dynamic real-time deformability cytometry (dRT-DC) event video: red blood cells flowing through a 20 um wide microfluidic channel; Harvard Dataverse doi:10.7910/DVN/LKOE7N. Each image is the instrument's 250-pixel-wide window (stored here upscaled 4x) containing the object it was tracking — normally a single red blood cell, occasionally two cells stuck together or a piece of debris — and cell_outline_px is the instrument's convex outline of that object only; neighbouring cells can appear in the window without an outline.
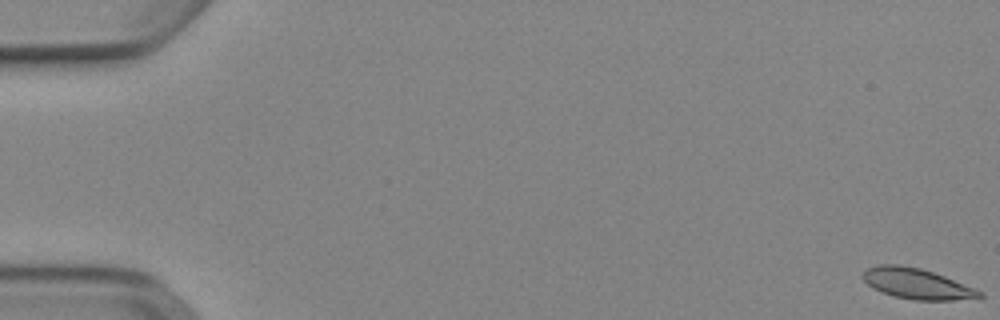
{"species": "Egyptian fruit bat (a non-hibernating species)", "species_latin": "Rousettus aegyptiacus", "temperature_condition": "cold", "stored_images_in_passage": 53, "camera_frame_rate_fps": 3000, "um_per_image_px": 0.085, "animal": {"sex": "female"}, "frame": {"image": 1, "passage_image": 1, "time_ms": 0.0, "image_size_px": [1000, 320], "cell_outline_px": [[984, 296], [952, 300], [912, 300], [880, 292], [872, 288], [860, 276], [868, 268], [876, 264], [896, 264], [920, 268], [944, 276], [976, 288], [984, 292]], "centroid_in_image_um": [77.91, 24.11], "position_along_channel_um": 7.1, "area_um2": 20.75}}
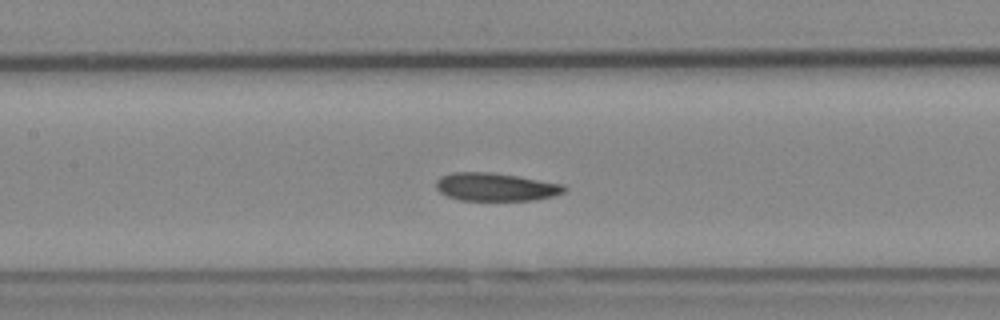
{"frame": {"image": 2, "passage_image": 26, "time_ms": 8.333, "image_size_px": [1000, 320], "cell_outline_px": [[568, 188], [564, 192], [552, 196], [532, 200], [460, 200], [448, 196], [440, 192], [436, 188], [436, 180], [440, 176], [452, 172], [492, 172], [564, 184]], "centroid_in_image_um": [42.12, 15.88], "position_along_channel_um": 165.3, "area_um2": 20.92}}
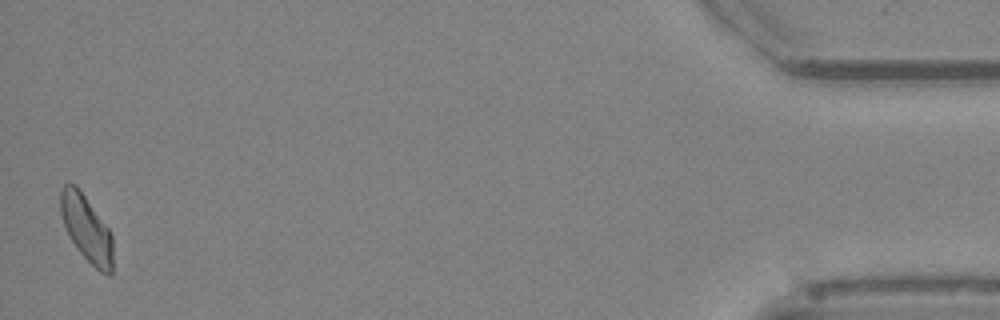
{"frame": {"image": 3, "passage_image": 53, "time_ms": 17.333, "image_size_px": [1000, 320], "cell_outline_px": [[112, 276], [108, 276], [100, 272], [76, 248], [64, 224], [60, 212], [60, 188], [64, 184], [76, 184], [108, 228], [112, 236]], "centroid_in_image_um": [7.35, 19.42], "position_along_channel_um": 427.9, "area_um2": 20.0}, "authors_computed_cell_mechanics": {"area_um2": 20.9236, "velocity_mm_per_s": 3.8577, "shape_relaxation_time_tau1_ms": 8.3854, "shape_relaxation_time_tau2_ms": 6.0366, "deformation_change_tau1": 0.1716, "deformation_change_tau2": 0.0984}}